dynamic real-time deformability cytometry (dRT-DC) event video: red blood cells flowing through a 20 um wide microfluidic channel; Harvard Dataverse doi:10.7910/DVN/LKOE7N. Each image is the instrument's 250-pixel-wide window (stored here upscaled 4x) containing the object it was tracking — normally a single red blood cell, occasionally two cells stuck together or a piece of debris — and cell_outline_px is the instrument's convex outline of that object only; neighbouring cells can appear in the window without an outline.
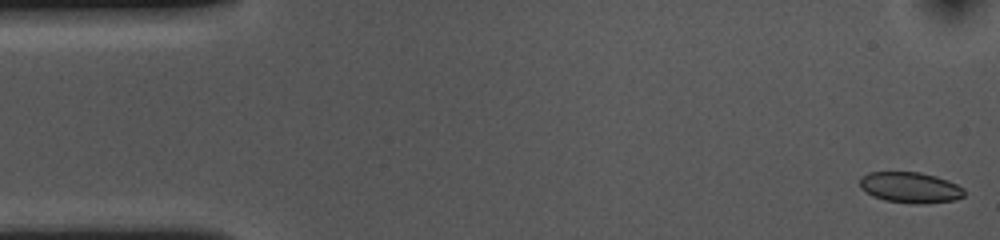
{"species": "common noctule bat (a hibernating species)", "species_latin": "Nyctalus noctula", "temperature_condition": "cold", "stored_images_in_passage": 54, "camera_frame_rate_fps": 3000, "um_per_image_px": 0.085, "animal": {"sex": "female", "body_mass_g": 10.0, "forearm_length_mm": 53.1}, "frame": {"image": 1, "passage_image": 1, "time_ms": 0.0, "image_size_px": [1000, 240], "cell_outline_px": [[964, 196], [956, 200], [920, 204], [916, 204], [884, 200], [872, 196], [860, 188], [860, 176], [868, 172], [920, 172], [936, 176], [948, 180], [964, 188]], "centroid_in_image_um": [77.36, 15.93], "position_along_channel_um": 7.6, "area_um2": 18.9}}
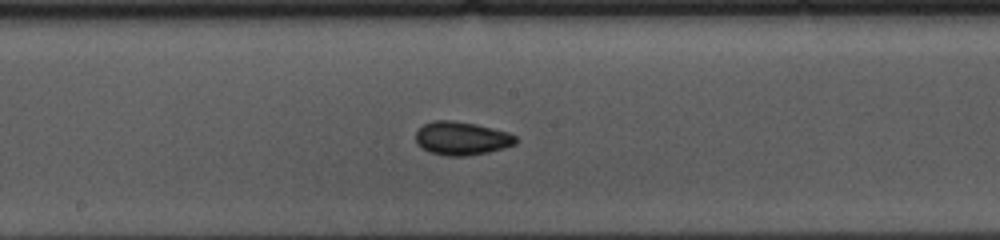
{"frame": {"image": 2, "passage_image": 27, "time_ms": 8.667, "image_size_px": [1000, 240], "cell_outline_px": [[516, 144], [504, 148], [488, 152], [464, 156], [448, 156], [428, 152], [416, 144], [416, 132], [424, 124], [432, 120], [452, 120], [476, 124], [508, 132], [516, 136]], "centroid_in_image_um": [39.22, 11.76], "position_along_channel_um": 209.0, "area_um2": 19.54}}
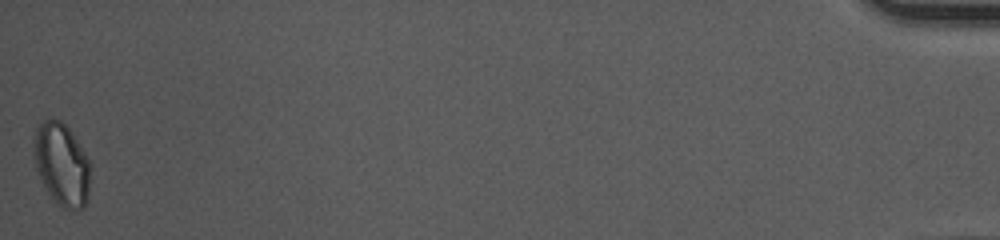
{"frame": {"image": 3, "passage_image": 54, "time_ms": 17.667, "image_size_px": [1000, 240], "cell_outline_px": [[88, 200], [84, 208], [76, 212], [64, 208], [48, 192], [36, 168], [32, 140], [32, 136], [36, 128], [48, 116], [60, 120], [68, 128], [80, 144], [88, 160]], "centroid_in_image_um": [5.22, 13.93], "position_along_channel_um": 430.0, "area_um2": 27.05}, "authors_computed_cell_mechanics": {"area_um2": 19.0451, "velocity_mm_per_s": 3.5976, "shape_relaxation_time_tau1_ms": 2.6914, "shape_relaxation_time_tau2_ms": 2.4642, "deformation_change_tau1": 0.0713, "deformation_change_tau2": 0.0463}}